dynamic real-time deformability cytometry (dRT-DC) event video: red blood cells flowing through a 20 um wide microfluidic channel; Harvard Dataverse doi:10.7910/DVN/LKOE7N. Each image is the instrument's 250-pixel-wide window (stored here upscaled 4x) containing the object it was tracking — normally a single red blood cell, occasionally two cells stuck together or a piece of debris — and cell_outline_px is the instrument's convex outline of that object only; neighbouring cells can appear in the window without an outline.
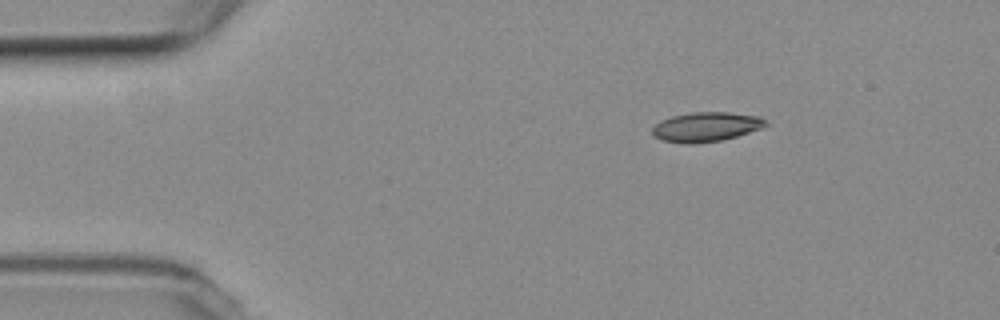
{"species": "common noctule bat (a hibernating species)", "species_latin": "Nyctalus noctula", "temperature_condition": "room temperature", "stored_images_in_passage": 49, "segment_of_instrument_passage": [1, 2], "camera_frame_rate_fps": 3000, "um_per_image_px": 0.085, "animal": {"sex": "female", "body_mass_g": 19.3, "forearm_length_mm": 54.1}, "frame": {"image": 1, "passage_image": 1, "time_ms": 0.0, "image_size_px": [1000, 320], "cell_outline_px": [[768, 124], [764, 128], [736, 136], [720, 140], [692, 144], [688, 144], [660, 140], [652, 136], [652, 128], [660, 120], [672, 116], [692, 112], [728, 112], [760, 116]], "centroid_in_image_um": [60.0, 10.78], "position_along_channel_um": 25.0, "area_um2": 19.59}}
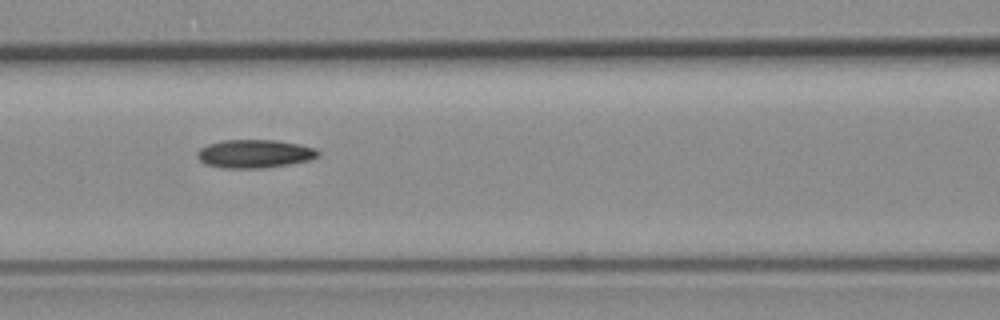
{"frame": {"image": 2, "passage_image": 16, "time_ms": 5.0, "image_size_px": [1000, 320], "cell_outline_px": [[320, 156], [308, 160], [288, 164], [264, 168], [224, 168], [204, 164], [196, 156], [196, 152], [200, 148], [208, 144], [220, 140], [276, 140], [300, 144], [316, 148], [320, 152]], "centroid_in_image_um": [21.63, 13.06], "position_along_channel_um": 145.0, "area_um2": 20.11}}
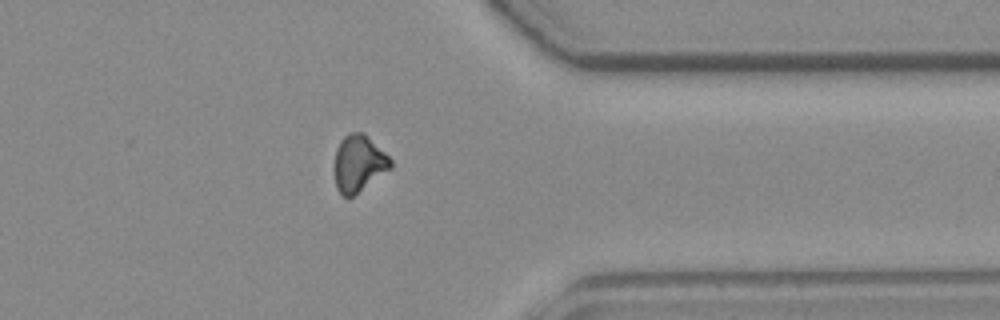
{"frame": {"image": 3, "passage_image": 36, "time_ms": 11.667, "image_size_px": [1000, 320], "cell_outline_px": [[392, 168], [348, 200], [336, 188], [332, 168], [336, 148], [340, 140], [348, 132], [364, 132], [392, 160]], "centroid_in_image_um": [30.44, 13.9], "position_along_channel_um": 381.0, "area_um2": 19.07}}